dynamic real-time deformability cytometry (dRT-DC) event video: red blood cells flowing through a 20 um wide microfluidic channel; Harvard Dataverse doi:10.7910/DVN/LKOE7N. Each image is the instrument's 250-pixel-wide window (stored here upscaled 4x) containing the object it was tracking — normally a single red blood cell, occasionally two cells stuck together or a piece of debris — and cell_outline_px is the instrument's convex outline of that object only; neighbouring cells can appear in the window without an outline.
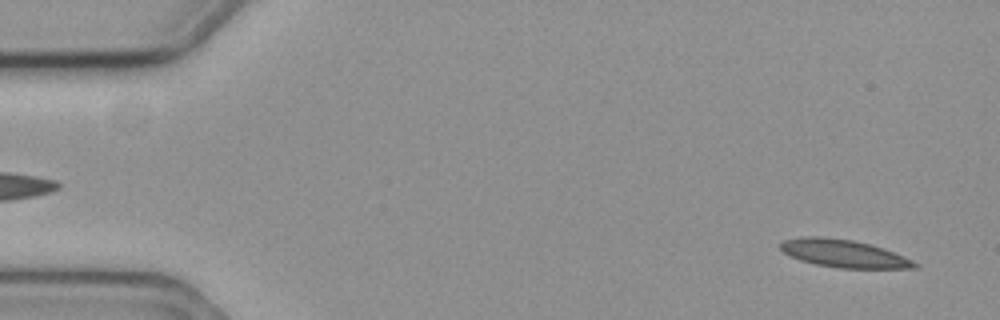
{"species": "common noctule bat (a hibernating species)", "species_latin": "Nyctalus noctula", "temperature_condition": "cold", "stored_images_in_passage": 58, "camera_frame_rate_fps": 3000, "um_per_image_px": 0.085, "animal": {"sex": "female", "body_mass_g": 19.3, "forearm_length_mm": 54.1}, "frame": {"image": 1, "passage_image": 3, "time_ms": 0.667, "image_size_px": [1000, 320], "cell_outline_px": [[920, 268], [840, 268], [816, 264], [800, 260], [784, 252], [780, 248], [780, 244], [784, 240], [800, 236], [824, 236], [852, 240], [872, 244], [884, 248], [904, 256], [920, 264]], "centroid_in_image_um": [71.75, 21.54], "position_along_channel_um": 13.3, "area_um2": 21.79}}
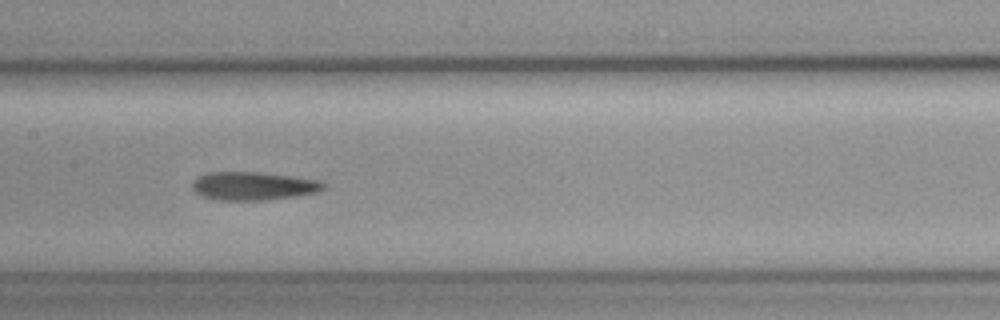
{"frame": {"image": 2, "passage_image": 28, "time_ms": 9.0, "image_size_px": [1000, 320], "cell_outline_px": [[328, 184], [320, 192], [296, 196], [264, 200], [216, 200], [200, 196], [192, 188], [192, 184], [200, 176], [208, 172], [256, 172], [292, 176], [320, 180]], "centroid_in_image_um": [21.58, 15.81], "position_along_channel_um": 185.8, "area_um2": 21.73}}
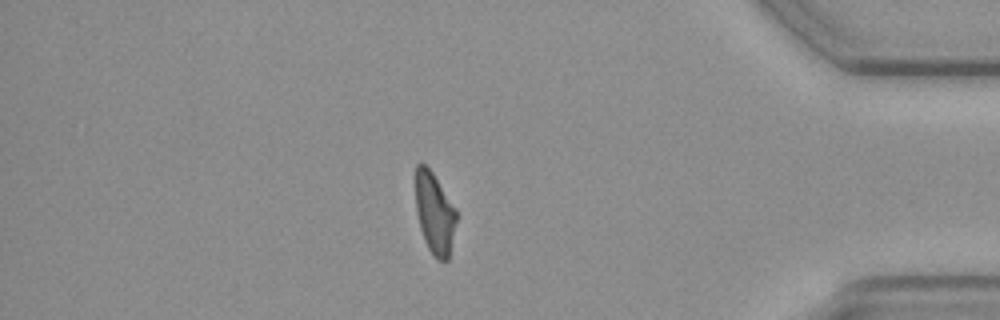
{"frame": {"image": 3, "passage_image": 49, "time_ms": 16.0, "image_size_px": [1000, 320], "cell_outline_px": [[456, 220], [448, 260], [436, 260], [428, 248], [424, 240], [420, 228], [416, 212], [416, 164], [424, 164], [432, 172], [456, 208]], "centroid_in_image_um": [36.93, 18.14], "position_along_channel_um": 398.3, "area_um2": 19.13}, "authors_computed_cell_mechanics": {"area_um2": 21.5016, "velocity_mm_per_s": 3.5873, "shape_relaxation_time_tau1_ms": 7.0039, "shape_relaxation_time_tau2_ms": 6.2578, "deformation_change_tau1": 0.1722, "deformation_change_tau2": 0.1821}}